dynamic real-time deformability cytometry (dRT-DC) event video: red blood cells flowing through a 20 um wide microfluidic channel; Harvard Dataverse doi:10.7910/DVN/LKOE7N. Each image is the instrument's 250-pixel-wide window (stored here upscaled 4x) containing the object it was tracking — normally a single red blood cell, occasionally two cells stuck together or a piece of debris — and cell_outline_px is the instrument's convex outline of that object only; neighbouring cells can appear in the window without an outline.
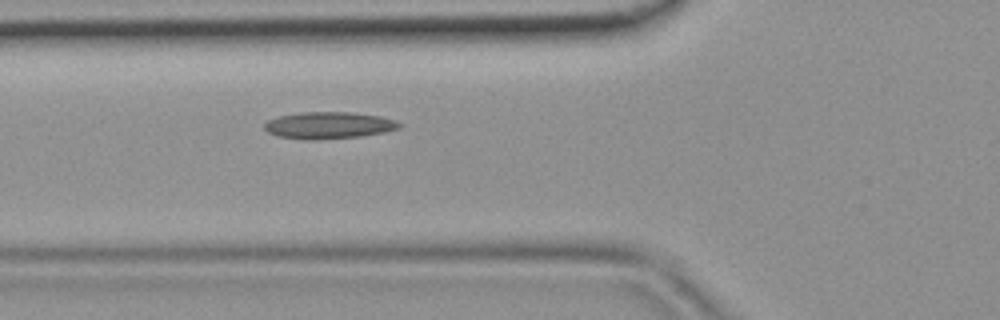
{"species": "common noctule bat (a hibernating species)", "species_latin": "Nyctalus noctula", "temperature_condition": "room temperature", "stored_images_in_passage": 34, "camera_frame_rate_fps": 3000, "um_per_image_px": 0.085, "animal": {"sex": "female", "body_mass_g": 19.9}, "frame": {"image": 1, "passage_image": 7, "time_ms": 2.0, "image_size_px": [1000, 320], "cell_outline_px": [[404, 124], [400, 128], [384, 132], [360, 136], [316, 140], [304, 140], [276, 136], [268, 132], [264, 128], [264, 124], [268, 120], [280, 116], [300, 112], [352, 112], [380, 116], [396, 120]], "centroid_in_image_um": [27.96, 10.65], "position_along_channel_um": 97.8, "area_um2": 21.27}}
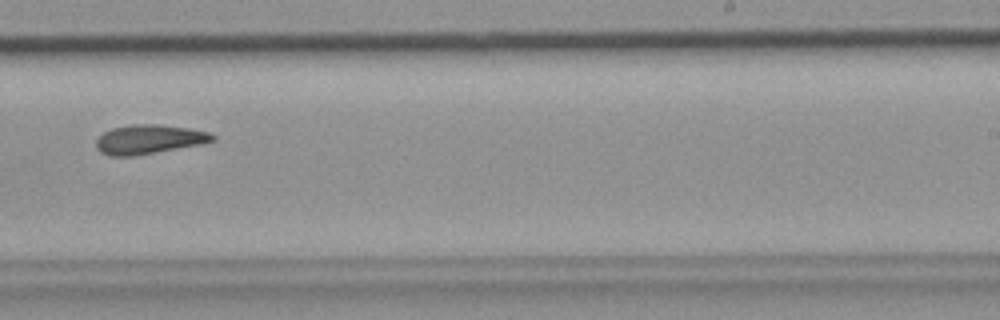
{"frame": {"image": 2, "passage_image": 19, "time_ms": 6.0, "image_size_px": [1000, 320], "cell_outline_px": [[216, 140], [200, 144], [136, 156], [112, 156], [100, 152], [96, 148], [96, 140], [104, 132], [112, 128], [136, 124], [156, 124], [188, 128], [208, 132], [216, 136]], "centroid_in_image_um": [12.66, 11.85], "position_along_channel_um": 276.3, "area_um2": 19.71}}
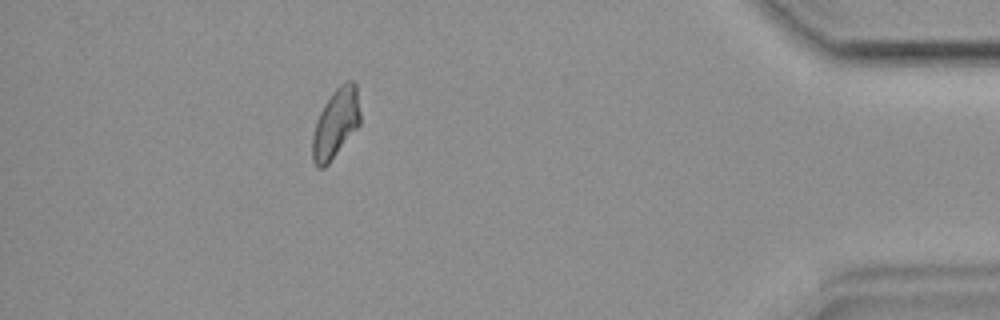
{"frame": {"image": 3, "passage_image": 31, "time_ms": 10.0, "image_size_px": [1000, 320], "cell_outline_px": [[360, 124], [328, 164], [324, 168], [316, 168], [312, 160], [312, 136], [316, 120], [324, 104], [332, 92], [340, 84], [348, 80], [352, 80], [356, 84], [360, 112]], "centroid_in_image_um": [28.52, 10.49], "position_along_channel_um": 406.7, "area_um2": 19.36}}